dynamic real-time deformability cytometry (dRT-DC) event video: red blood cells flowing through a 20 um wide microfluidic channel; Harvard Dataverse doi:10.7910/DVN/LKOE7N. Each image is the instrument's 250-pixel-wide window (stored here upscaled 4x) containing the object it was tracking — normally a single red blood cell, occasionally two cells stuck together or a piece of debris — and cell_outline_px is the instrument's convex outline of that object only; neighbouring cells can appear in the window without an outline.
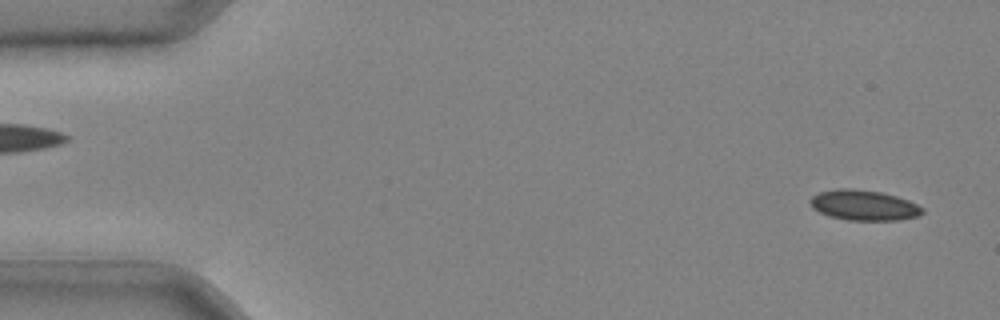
{"species": "common noctule bat (a hibernating species)", "species_latin": "Nyctalus noctula", "temperature_condition": "cold", "stored_images_in_passage": 13, "camera_frame_rate_fps": 3000, "um_per_image_px": 0.085, "animal": {"sex": "male", "body_mass_g": 20.4}, "frame": {"image": 1, "passage_image": 2, "time_ms": 0.333, "image_size_px": [1000, 320], "cell_outline_px": [[924, 212], [920, 216], [896, 220], [848, 220], [828, 216], [812, 208], [808, 200], [812, 196], [820, 192], [836, 188], [852, 188], [880, 192], [896, 196], [908, 200], [924, 208]], "centroid_in_image_um": [73.41, 17.44], "position_along_channel_um": 11.6, "area_um2": 19.94}}
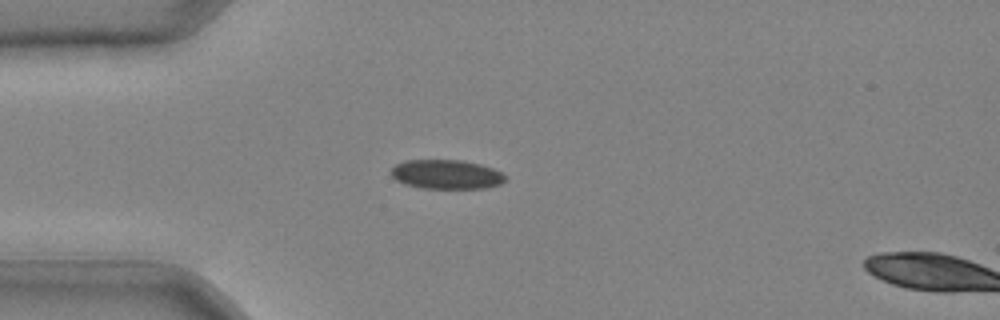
{"frame": {"image": 2, "passage_image": 11, "time_ms": 3.333, "image_size_px": [1000, 320], "cell_outline_px": [[508, 176], [500, 184], [484, 188], [420, 188], [404, 184], [396, 180], [392, 176], [392, 168], [396, 164], [408, 160], [460, 160], [480, 164], [492, 168]], "centroid_in_image_um": [37.94, 14.82], "position_along_channel_um": 47.1, "area_um2": 19.36}}